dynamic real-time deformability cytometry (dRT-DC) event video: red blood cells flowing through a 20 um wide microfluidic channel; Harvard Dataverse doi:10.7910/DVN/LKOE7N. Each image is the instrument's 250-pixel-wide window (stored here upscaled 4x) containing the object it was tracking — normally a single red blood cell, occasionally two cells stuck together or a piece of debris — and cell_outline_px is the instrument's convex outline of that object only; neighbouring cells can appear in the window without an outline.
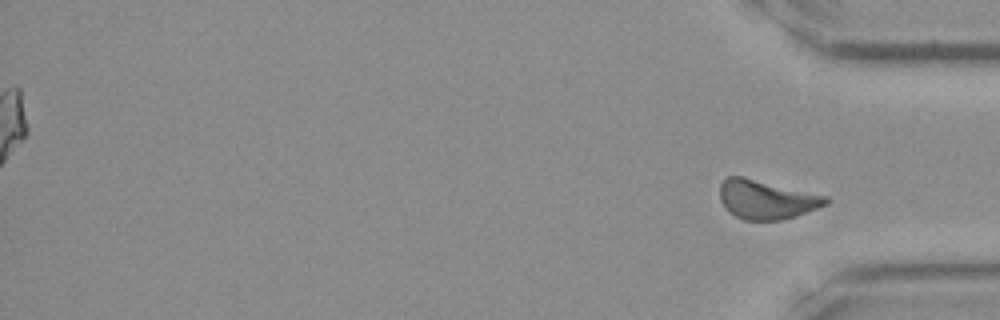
{"species": "Egyptian fruit bat (a non-hibernating species)", "species_latin": "Rousettus aegyptiacus", "temperature_condition": "room temperature", "stored_images_in_passage": 38, "segment_of_instrument_passage": [2, 2], "camera_frame_rate_fps": 3000, "um_per_image_px": 0.085, "frame": {"image": 1, "passage_image": 38, "time_ms": 12.333, "image_size_px": [1000, 320], "cell_outline_px": [[832, 200], [828, 204], [796, 216], [780, 220], [744, 220], [728, 212], [724, 208], [720, 200], [720, 184], [728, 176], [744, 176], [828, 196]], "centroid_in_image_um": [65.16, 16.95], "position_along_channel_um": 370.0, "area_um2": 24.39}}